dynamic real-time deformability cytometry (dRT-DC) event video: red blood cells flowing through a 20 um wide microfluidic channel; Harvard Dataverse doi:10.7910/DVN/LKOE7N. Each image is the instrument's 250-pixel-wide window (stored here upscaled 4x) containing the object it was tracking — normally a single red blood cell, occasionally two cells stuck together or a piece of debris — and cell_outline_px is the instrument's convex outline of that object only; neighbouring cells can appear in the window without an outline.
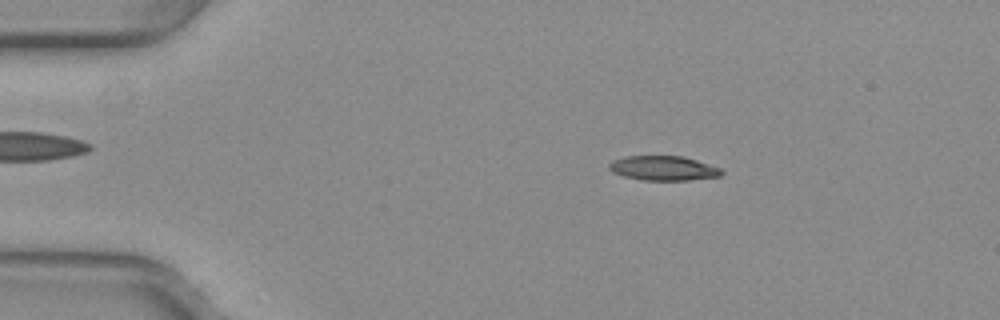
{"species": "common noctule bat (a hibernating species)", "species_latin": "Nyctalus noctula", "temperature_condition": "warm", "stored_images_in_passage": 45, "camera_frame_rate_fps": 3000, "um_per_image_px": 0.085, "animal": {"sex": "female", "body_mass_g": 29.2, "forearm_length_mm": 56.3}, "frame": {"image": 1, "passage_image": 9, "time_ms": 2.667, "image_size_px": [1000, 320], "cell_outline_px": [[724, 172], [720, 176], [688, 180], [644, 180], [624, 176], [612, 172], [608, 168], [608, 164], [612, 160], [624, 156], [684, 156], [720, 168]], "centroid_in_image_um": [56.36, 14.29], "position_along_channel_um": 28.6, "area_um2": 16.07}}
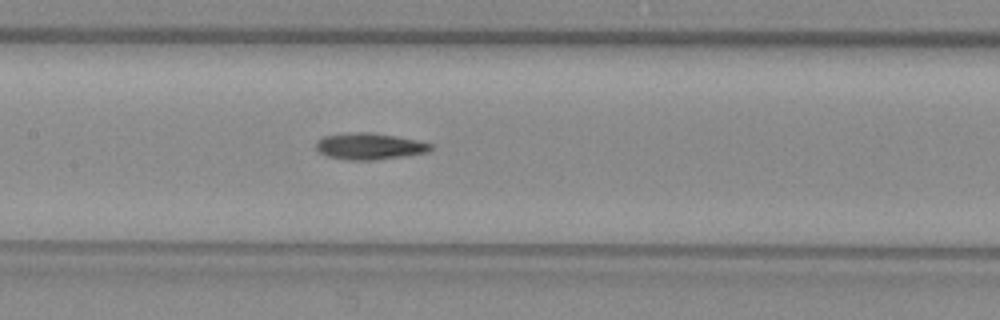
{"frame": {"image": 2, "passage_image": 25, "time_ms": 8.0, "image_size_px": [1000, 320], "cell_outline_px": [[432, 148], [428, 152], [372, 160], [348, 160], [328, 156], [320, 152], [316, 148], [316, 140], [324, 136], [352, 132], [368, 132], [416, 140], [432, 144]], "centroid_in_image_um": [31.36, 12.43], "position_along_channel_um": 176.0, "area_um2": 17.34}}
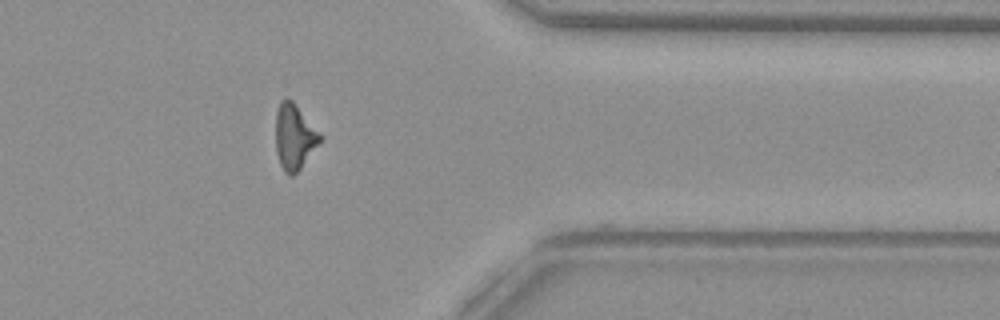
{"frame": {"image": 3, "passage_image": 42, "time_ms": 13.667, "image_size_px": [1000, 320], "cell_outline_px": [[320, 140], [300, 168], [292, 176], [288, 176], [284, 172], [280, 164], [276, 152], [276, 112], [280, 100], [284, 96], [288, 96], [292, 100], [320, 136]], "centroid_in_image_um": [24.94, 11.61], "position_along_channel_um": 386.5, "area_um2": 16.36}, "authors_computed_cell_mechanics": {"area_um2": 16.8776, "velocity_mm_per_s": 3.9865, "shape_relaxation_time_tau1_ms": null, "shape_relaxation_time_tau2_ms": 8.7037, "deformation_change_tau1": null, "deformation_change_tau2": 0.2189}}